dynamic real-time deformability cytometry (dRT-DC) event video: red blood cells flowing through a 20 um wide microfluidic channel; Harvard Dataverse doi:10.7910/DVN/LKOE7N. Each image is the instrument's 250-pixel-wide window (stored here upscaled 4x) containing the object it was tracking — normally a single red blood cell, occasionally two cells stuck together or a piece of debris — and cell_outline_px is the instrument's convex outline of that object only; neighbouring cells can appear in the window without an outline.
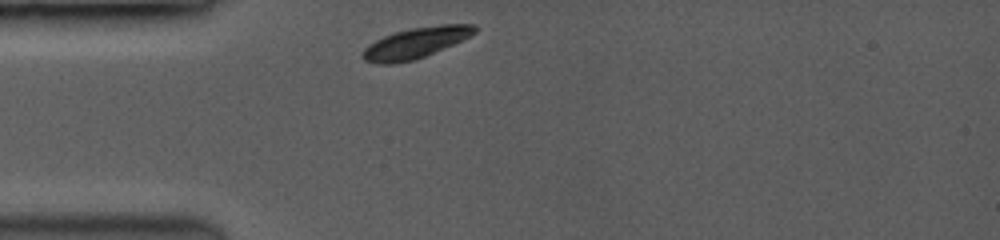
{"species": "common noctule bat (a hibernating species)", "species_latin": "Nyctalus noctula", "temperature_condition": "room temperature", "stored_images_in_passage": 42, "camera_frame_rate_fps": 3500, "um_per_image_px": 0.085, "animal": {"sex": "female", "body_mass_g": 19.0, "forearm_length_mm": 53.3}, "frame": {"image": 1, "passage_image": 1, "time_ms": 0.0, "image_size_px": [1000, 240], "cell_outline_px": [[476, 32], [452, 44], [424, 56], [412, 60], [388, 64], [380, 64], [364, 60], [360, 56], [360, 52], [368, 44], [384, 36], [396, 32], [412, 28], [440, 24], [476, 24]], "centroid_in_image_um": [35.27, 3.64], "position_along_channel_um": 49.7, "area_um2": 19.71}}
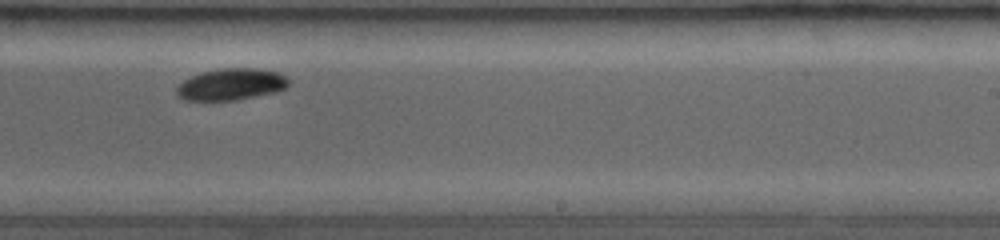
{"frame": {"image": 2, "passage_image": 24, "time_ms": 6.0, "image_size_px": [1000, 240], "cell_outline_px": [[288, 84], [284, 88], [276, 92], [236, 100], [188, 100], [180, 96], [176, 92], [176, 88], [184, 80], [192, 76], [204, 72], [220, 68], [256, 68], [276, 72], [284, 76], [288, 80]], "centroid_in_image_um": [19.65, 7.17], "position_along_channel_um": 269.3, "area_um2": 20.29}}
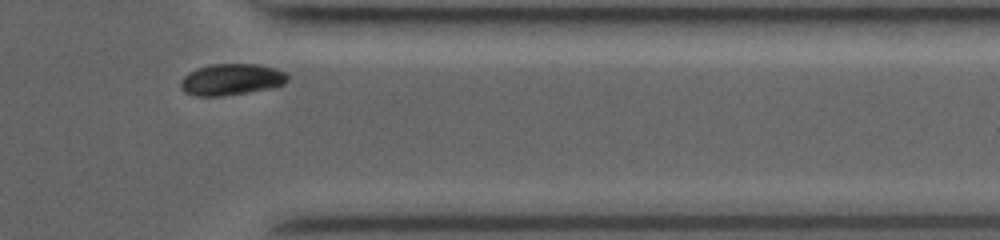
{"frame": {"image": 3, "passage_image": 38, "time_ms": 9.143, "image_size_px": [1000, 240], "cell_outline_px": [[288, 80], [284, 84], [276, 88], [224, 96], [196, 96], [184, 92], [180, 88], [180, 80], [188, 72], [212, 64], [256, 64], [272, 68], [284, 72], [288, 76]], "centroid_in_image_um": [19.66, 6.78], "position_along_channel_um": 391.7, "area_um2": 19.71}, "authors_computed_cell_mechanics": {"area_um2": 20.2878, "velocity_mm_per_s": 3.866, "shape_relaxation_time_tau1_ms": 0.9376, "shape_relaxation_time_tau2_ms": null, "deformation_change_tau1": 0.0674, "deformation_change_tau2": null}}